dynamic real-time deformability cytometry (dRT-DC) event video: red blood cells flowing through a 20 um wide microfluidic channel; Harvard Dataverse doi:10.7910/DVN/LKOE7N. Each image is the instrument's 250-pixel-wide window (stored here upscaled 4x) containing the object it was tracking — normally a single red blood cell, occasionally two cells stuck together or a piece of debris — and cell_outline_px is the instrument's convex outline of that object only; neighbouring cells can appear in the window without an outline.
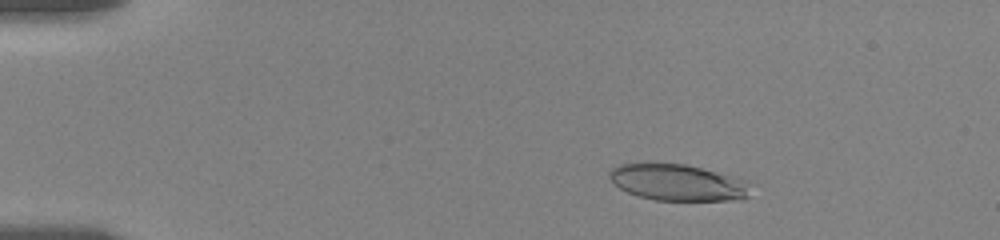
{"species": "human", "species_latin": "Homo sapiens", "temperature_condition": "room temperature", "stored_images_in_passage": 41, "camera_frame_rate_fps": 3000, "um_per_image_px": 0.085, "donor": {"sex": "female"}, "frame": {"image": 1, "passage_image": 4, "time_ms": 2.0, "image_size_px": [1000, 240], "cell_outline_px": [[756, 184], [748, 196], [744, 200], [656, 200], [636, 196], [620, 188], [608, 176], [608, 172], [612, 168], [620, 164], [644, 160], [684, 164], [748, 180]], "centroid_in_image_um": [57.63, 15.48], "position_along_channel_um": 27.4, "area_um2": 30.98}}
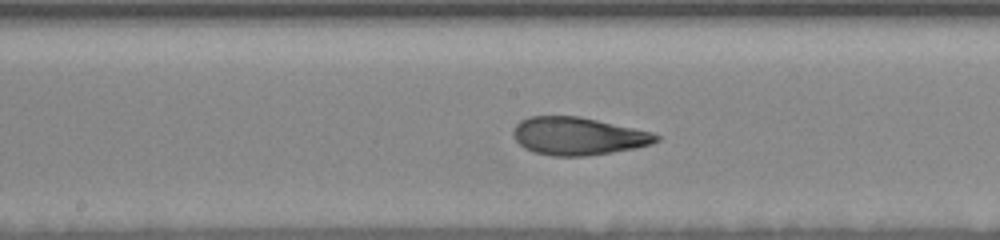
{"frame": {"image": 2, "passage_image": 21, "time_ms": 9.0, "image_size_px": [1000, 240], "cell_outline_px": [[660, 140], [652, 144], [636, 148], [612, 152], [584, 156], [552, 156], [536, 152], [524, 148], [512, 136], [512, 128], [520, 120], [532, 116], [580, 116], [652, 132], [660, 136]], "centroid_in_image_um": [49.13, 11.56], "position_along_channel_um": 199.1, "area_um2": 31.56}}
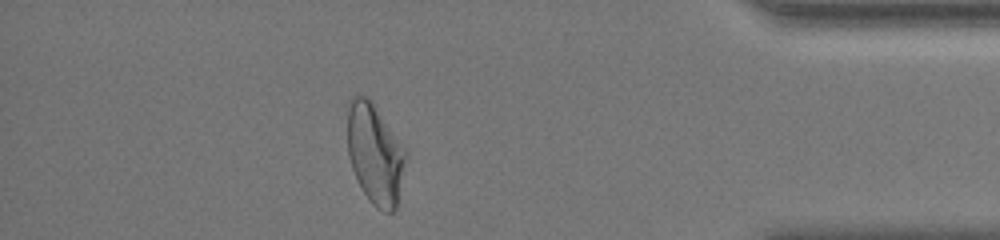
{"frame": {"image": 3, "passage_image": 36, "time_ms": 15.667, "image_size_px": [1000, 240], "cell_outline_px": [[408, 156], [400, 196], [396, 208], [392, 212], [384, 212], [376, 208], [372, 204], [364, 192], [352, 168], [348, 156], [348, 96], [368, 96], [372, 100], [408, 148]], "centroid_in_image_um": [31.94, 13.05], "position_along_channel_um": 403.3, "area_um2": 35.2}, "authors_computed_cell_mechanics": {"area_um2": 32.079, "velocity_mm_per_s": 3.5622, "shape_relaxation_time_tau1_ms": 8.5203, "shape_relaxation_time_tau2_ms": 1.43, "deformation_change_tau1": 0.2665, "deformation_change_tau2": 0.0837}}